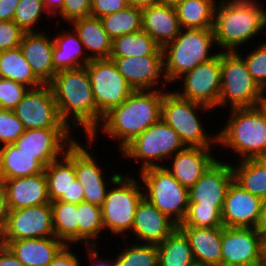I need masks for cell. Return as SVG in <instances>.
I'll return each mask as SVG.
<instances>
[{
  "label": "cell",
  "instance_id": "cell-11",
  "mask_svg": "<svg viewBox=\"0 0 266 266\" xmlns=\"http://www.w3.org/2000/svg\"><path fill=\"white\" fill-rule=\"evenodd\" d=\"M86 69L96 109L102 116L121 105L134 91L110 58L91 60Z\"/></svg>",
  "mask_w": 266,
  "mask_h": 266
},
{
  "label": "cell",
  "instance_id": "cell-59",
  "mask_svg": "<svg viewBox=\"0 0 266 266\" xmlns=\"http://www.w3.org/2000/svg\"><path fill=\"white\" fill-rule=\"evenodd\" d=\"M160 4L176 7L179 3H181L183 0H159Z\"/></svg>",
  "mask_w": 266,
  "mask_h": 266
},
{
  "label": "cell",
  "instance_id": "cell-19",
  "mask_svg": "<svg viewBox=\"0 0 266 266\" xmlns=\"http://www.w3.org/2000/svg\"><path fill=\"white\" fill-rule=\"evenodd\" d=\"M263 199L233 181L226 194L221 217L224 227L256 228Z\"/></svg>",
  "mask_w": 266,
  "mask_h": 266
},
{
  "label": "cell",
  "instance_id": "cell-42",
  "mask_svg": "<svg viewBox=\"0 0 266 266\" xmlns=\"http://www.w3.org/2000/svg\"><path fill=\"white\" fill-rule=\"evenodd\" d=\"M223 226L221 211L217 207H199V204H189L186 216L178 227Z\"/></svg>",
  "mask_w": 266,
  "mask_h": 266
},
{
  "label": "cell",
  "instance_id": "cell-50",
  "mask_svg": "<svg viewBox=\"0 0 266 266\" xmlns=\"http://www.w3.org/2000/svg\"><path fill=\"white\" fill-rule=\"evenodd\" d=\"M70 248L72 245H65L48 266H81L79 256Z\"/></svg>",
  "mask_w": 266,
  "mask_h": 266
},
{
  "label": "cell",
  "instance_id": "cell-54",
  "mask_svg": "<svg viewBox=\"0 0 266 266\" xmlns=\"http://www.w3.org/2000/svg\"><path fill=\"white\" fill-rule=\"evenodd\" d=\"M0 266H25L5 245L0 250Z\"/></svg>",
  "mask_w": 266,
  "mask_h": 266
},
{
  "label": "cell",
  "instance_id": "cell-28",
  "mask_svg": "<svg viewBox=\"0 0 266 266\" xmlns=\"http://www.w3.org/2000/svg\"><path fill=\"white\" fill-rule=\"evenodd\" d=\"M50 202L69 198L71 183L76 179L75 142L59 159L49 163L44 170Z\"/></svg>",
  "mask_w": 266,
  "mask_h": 266
},
{
  "label": "cell",
  "instance_id": "cell-46",
  "mask_svg": "<svg viewBox=\"0 0 266 266\" xmlns=\"http://www.w3.org/2000/svg\"><path fill=\"white\" fill-rule=\"evenodd\" d=\"M25 33L13 20L0 21V52L19 47Z\"/></svg>",
  "mask_w": 266,
  "mask_h": 266
},
{
  "label": "cell",
  "instance_id": "cell-43",
  "mask_svg": "<svg viewBox=\"0 0 266 266\" xmlns=\"http://www.w3.org/2000/svg\"><path fill=\"white\" fill-rule=\"evenodd\" d=\"M247 55L237 52L246 62L249 73L254 81L266 93V42L256 45Z\"/></svg>",
  "mask_w": 266,
  "mask_h": 266
},
{
  "label": "cell",
  "instance_id": "cell-61",
  "mask_svg": "<svg viewBox=\"0 0 266 266\" xmlns=\"http://www.w3.org/2000/svg\"><path fill=\"white\" fill-rule=\"evenodd\" d=\"M266 170V153L259 155L255 158Z\"/></svg>",
  "mask_w": 266,
  "mask_h": 266
},
{
  "label": "cell",
  "instance_id": "cell-15",
  "mask_svg": "<svg viewBox=\"0 0 266 266\" xmlns=\"http://www.w3.org/2000/svg\"><path fill=\"white\" fill-rule=\"evenodd\" d=\"M55 237L51 204L9 210L3 240Z\"/></svg>",
  "mask_w": 266,
  "mask_h": 266
},
{
  "label": "cell",
  "instance_id": "cell-63",
  "mask_svg": "<svg viewBox=\"0 0 266 266\" xmlns=\"http://www.w3.org/2000/svg\"><path fill=\"white\" fill-rule=\"evenodd\" d=\"M264 114H265V119H266V99L264 100Z\"/></svg>",
  "mask_w": 266,
  "mask_h": 266
},
{
  "label": "cell",
  "instance_id": "cell-24",
  "mask_svg": "<svg viewBox=\"0 0 266 266\" xmlns=\"http://www.w3.org/2000/svg\"><path fill=\"white\" fill-rule=\"evenodd\" d=\"M142 30L164 48L179 34L181 27L175 7L157 4L142 8Z\"/></svg>",
  "mask_w": 266,
  "mask_h": 266
},
{
  "label": "cell",
  "instance_id": "cell-26",
  "mask_svg": "<svg viewBox=\"0 0 266 266\" xmlns=\"http://www.w3.org/2000/svg\"><path fill=\"white\" fill-rule=\"evenodd\" d=\"M3 241L25 266H48L66 245L56 237Z\"/></svg>",
  "mask_w": 266,
  "mask_h": 266
},
{
  "label": "cell",
  "instance_id": "cell-34",
  "mask_svg": "<svg viewBox=\"0 0 266 266\" xmlns=\"http://www.w3.org/2000/svg\"><path fill=\"white\" fill-rule=\"evenodd\" d=\"M158 266H193L191 246L177 227L162 243L157 244Z\"/></svg>",
  "mask_w": 266,
  "mask_h": 266
},
{
  "label": "cell",
  "instance_id": "cell-40",
  "mask_svg": "<svg viewBox=\"0 0 266 266\" xmlns=\"http://www.w3.org/2000/svg\"><path fill=\"white\" fill-rule=\"evenodd\" d=\"M117 253L118 266H158V250L156 244L133 242Z\"/></svg>",
  "mask_w": 266,
  "mask_h": 266
},
{
  "label": "cell",
  "instance_id": "cell-20",
  "mask_svg": "<svg viewBox=\"0 0 266 266\" xmlns=\"http://www.w3.org/2000/svg\"><path fill=\"white\" fill-rule=\"evenodd\" d=\"M177 227L178 225L173 220L161 213L146 197H143L137 206L130 233L138 239V243L157 245L162 243Z\"/></svg>",
  "mask_w": 266,
  "mask_h": 266
},
{
  "label": "cell",
  "instance_id": "cell-6",
  "mask_svg": "<svg viewBox=\"0 0 266 266\" xmlns=\"http://www.w3.org/2000/svg\"><path fill=\"white\" fill-rule=\"evenodd\" d=\"M199 110L206 114L212 111L205 105L180 97L174 90H163L161 119L174 129L185 147H216L217 132L206 133L200 114H197Z\"/></svg>",
  "mask_w": 266,
  "mask_h": 266
},
{
  "label": "cell",
  "instance_id": "cell-45",
  "mask_svg": "<svg viewBox=\"0 0 266 266\" xmlns=\"http://www.w3.org/2000/svg\"><path fill=\"white\" fill-rule=\"evenodd\" d=\"M29 88L13 80H0V109L14 110Z\"/></svg>",
  "mask_w": 266,
  "mask_h": 266
},
{
  "label": "cell",
  "instance_id": "cell-4",
  "mask_svg": "<svg viewBox=\"0 0 266 266\" xmlns=\"http://www.w3.org/2000/svg\"><path fill=\"white\" fill-rule=\"evenodd\" d=\"M224 127L217 131V146L232 149L240 159L266 153L264 101L255 107L232 108Z\"/></svg>",
  "mask_w": 266,
  "mask_h": 266
},
{
  "label": "cell",
  "instance_id": "cell-12",
  "mask_svg": "<svg viewBox=\"0 0 266 266\" xmlns=\"http://www.w3.org/2000/svg\"><path fill=\"white\" fill-rule=\"evenodd\" d=\"M177 81L183 83L181 90H174L180 97L214 110L218 106L221 90V51L219 50L214 58L185 73Z\"/></svg>",
  "mask_w": 266,
  "mask_h": 266
},
{
  "label": "cell",
  "instance_id": "cell-33",
  "mask_svg": "<svg viewBox=\"0 0 266 266\" xmlns=\"http://www.w3.org/2000/svg\"><path fill=\"white\" fill-rule=\"evenodd\" d=\"M218 0H183L175 10L181 28L213 29Z\"/></svg>",
  "mask_w": 266,
  "mask_h": 266
},
{
  "label": "cell",
  "instance_id": "cell-27",
  "mask_svg": "<svg viewBox=\"0 0 266 266\" xmlns=\"http://www.w3.org/2000/svg\"><path fill=\"white\" fill-rule=\"evenodd\" d=\"M69 25H72L71 28L79 35L90 60L110 58L112 40L99 18L92 16L79 18L73 20Z\"/></svg>",
  "mask_w": 266,
  "mask_h": 266
},
{
  "label": "cell",
  "instance_id": "cell-52",
  "mask_svg": "<svg viewBox=\"0 0 266 266\" xmlns=\"http://www.w3.org/2000/svg\"><path fill=\"white\" fill-rule=\"evenodd\" d=\"M59 201L79 204L84 201V189L82 184L75 179L69 189V198H60Z\"/></svg>",
  "mask_w": 266,
  "mask_h": 266
},
{
  "label": "cell",
  "instance_id": "cell-57",
  "mask_svg": "<svg viewBox=\"0 0 266 266\" xmlns=\"http://www.w3.org/2000/svg\"><path fill=\"white\" fill-rule=\"evenodd\" d=\"M256 229L260 232L261 235L266 234V198L262 201L260 218Z\"/></svg>",
  "mask_w": 266,
  "mask_h": 266
},
{
  "label": "cell",
  "instance_id": "cell-21",
  "mask_svg": "<svg viewBox=\"0 0 266 266\" xmlns=\"http://www.w3.org/2000/svg\"><path fill=\"white\" fill-rule=\"evenodd\" d=\"M214 148L185 147L183 150L174 154L170 167H164L172 176L185 188L190 189L207 171V169L218 159L213 156Z\"/></svg>",
  "mask_w": 266,
  "mask_h": 266
},
{
  "label": "cell",
  "instance_id": "cell-5",
  "mask_svg": "<svg viewBox=\"0 0 266 266\" xmlns=\"http://www.w3.org/2000/svg\"><path fill=\"white\" fill-rule=\"evenodd\" d=\"M214 46L213 29L181 28L176 38L162 49L166 81L175 84L185 73L214 58L219 53L211 52Z\"/></svg>",
  "mask_w": 266,
  "mask_h": 266
},
{
  "label": "cell",
  "instance_id": "cell-36",
  "mask_svg": "<svg viewBox=\"0 0 266 266\" xmlns=\"http://www.w3.org/2000/svg\"><path fill=\"white\" fill-rule=\"evenodd\" d=\"M50 204L55 237L66 245L78 244L77 204L59 200Z\"/></svg>",
  "mask_w": 266,
  "mask_h": 266
},
{
  "label": "cell",
  "instance_id": "cell-32",
  "mask_svg": "<svg viewBox=\"0 0 266 266\" xmlns=\"http://www.w3.org/2000/svg\"><path fill=\"white\" fill-rule=\"evenodd\" d=\"M0 71L3 78L23 84L29 89L44 85L33 72L20 47L0 52Z\"/></svg>",
  "mask_w": 266,
  "mask_h": 266
},
{
  "label": "cell",
  "instance_id": "cell-39",
  "mask_svg": "<svg viewBox=\"0 0 266 266\" xmlns=\"http://www.w3.org/2000/svg\"><path fill=\"white\" fill-rule=\"evenodd\" d=\"M100 20L112 41L120 36L142 30V10L130 5Z\"/></svg>",
  "mask_w": 266,
  "mask_h": 266
},
{
  "label": "cell",
  "instance_id": "cell-41",
  "mask_svg": "<svg viewBox=\"0 0 266 266\" xmlns=\"http://www.w3.org/2000/svg\"><path fill=\"white\" fill-rule=\"evenodd\" d=\"M45 13L50 16L42 0H20L15 9L13 21L26 33L37 32L35 26L40 23Z\"/></svg>",
  "mask_w": 266,
  "mask_h": 266
},
{
  "label": "cell",
  "instance_id": "cell-25",
  "mask_svg": "<svg viewBox=\"0 0 266 266\" xmlns=\"http://www.w3.org/2000/svg\"><path fill=\"white\" fill-rule=\"evenodd\" d=\"M178 228L189 241L195 264L221 266L223 226Z\"/></svg>",
  "mask_w": 266,
  "mask_h": 266
},
{
  "label": "cell",
  "instance_id": "cell-30",
  "mask_svg": "<svg viewBox=\"0 0 266 266\" xmlns=\"http://www.w3.org/2000/svg\"><path fill=\"white\" fill-rule=\"evenodd\" d=\"M44 170L35 155L23 152L14 144L0 146L1 181L40 174Z\"/></svg>",
  "mask_w": 266,
  "mask_h": 266
},
{
  "label": "cell",
  "instance_id": "cell-53",
  "mask_svg": "<svg viewBox=\"0 0 266 266\" xmlns=\"http://www.w3.org/2000/svg\"><path fill=\"white\" fill-rule=\"evenodd\" d=\"M20 0H0V21H12Z\"/></svg>",
  "mask_w": 266,
  "mask_h": 266
},
{
  "label": "cell",
  "instance_id": "cell-17",
  "mask_svg": "<svg viewBox=\"0 0 266 266\" xmlns=\"http://www.w3.org/2000/svg\"><path fill=\"white\" fill-rule=\"evenodd\" d=\"M234 181L232 164L217 159L189 189V204L199 207L223 209L224 200L230 184Z\"/></svg>",
  "mask_w": 266,
  "mask_h": 266
},
{
  "label": "cell",
  "instance_id": "cell-22",
  "mask_svg": "<svg viewBox=\"0 0 266 266\" xmlns=\"http://www.w3.org/2000/svg\"><path fill=\"white\" fill-rule=\"evenodd\" d=\"M8 210L50 204L45 173L3 180Z\"/></svg>",
  "mask_w": 266,
  "mask_h": 266
},
{
  "label": "cell",
  "instance_id": "cell-14",
  "mask_svg": "<svg viewBox=\"0 0 266 266\" xmlns=\"http://www.w3.org/2000/svg\"><path fill=\"white\" fill-rule=\"evenodd\" d=\"M221 266H263L260 232L256 228L223 226Z\"/></svg>",
  "mask_w": 266,
  "mask_h": 266
},
{
  "label": "cell",
  "instance_id": "cell-8",
  "mask_svg": "<svg viewBox=\"0 0 266 266\" xmlns=\"http://www.w3.org/2000/svg\"><path fill=\"white\" fill-rule=\"evenodd\" d=\"M265 99L266 93L252 78L244 59L237 52H221V90L217 107H255Z\"/></svg>",
  "mask_w": 266,
  "mask_h": 266
},
{
  "label": "cell",
  "instance_id": "cell-13",
  "mask_svg": "<svg viewBox=\"0 0 266 266\" xmlns=\"http://www.w3.org/2000/svg\"><path fill=\"white\" fill-rule=\"evenodd\" d=\"M16 117L29 129H70L60 118L48 84L29 89L13 110Z\"/></svg>",
  "mask_w": 266,
  "mask_h": 266
},
{
  "label": "cell",
  "instance_id": "cell-35",
  "mask_svg": "<svg viewBox=\"0 0 266 266\" xmlns=\"http://www.w3.org/2000/svg\"><path fill=\"white\" fill-rule=\"evenodd\" d=\"M144 55H163V50L143 30L120 36L112 41L110 57H137Z\"/></svg>",
  "mask_w": 266,
  "mask_h": 266
},
{
  "label": "cell",
  "instance_id": "cell-58",
  "mask_svg": "<svg viewBox=\"0 0 266 266\" xmlns=\"http://www.w3.org/2000/svg\"><path fill=\"white\" fill-rule=\"evenodd\" d=\"M130 6L137 8H145L153 5H157L160 3L159 0H127Z\"/></svg>",
  "mask_w": 266,
  "mask_h": 266
},
{
  "label": "cell",
  "instance_id": "cell-49",
  "mask_svg": "<svg viewBox=\"0 0 266 266\" xmlns=\"http://www.w3.org/2000/svg\"><path fill=\"white\" fill-rule=\"evenodd\" d=\"M84 189V202L102 207L107 195L109 184L82 185Z\"/></svg>",
  "mask_w": 266,
  "mask_h": 266
},
{
  "label": "cell",
  "instance_id": "cell-1",
  "mask_svg": "<svg viewBox=\"0 0 266 266\" xmlns=\"http://www.w3.org/2000/svg\"><path fill=\"white\" fill-rule=\"evenodd\" d=\"M163 90H134L119 106L103 116L102 122L89 136L96 142L97 135L117 139L120 152L133 139L161 120ZM116 138V139H115Z\"/></svg>",
  "mask_w": 266,
  "mask_h": 266
},
{
  "label": "cell",
  "instance_id": "cell-7",
  "mask_svg": "<svg viewBox=\"0 0 266 266\" xmlns=\"http://www.w3.org/2000/svg\"><path fill=\"white\" fill-rule=\"evenodd\" d=\"M136 178L129 173L121 174L108 189L101 207L104 230L124 239L129 237L137 206L144 197L142 181Z\"/></svg>",
  "mask_w": 266,
  "mask_h": 266
},
{
  "label": "cell",
  "instance_id": "cell-31",
  "mask_svg": "<svg viewBox=\"0 0 266 266\" xmlns=\"http://www.w3.org/2000/svg\"><path fill=\"white\" fill-rule=\"evenodd\" d=\"M87 144L86 146H83L81 144V141L79 142L78 139L75 141V173H76V179L82 184V185H91V184H110V186L113 184V182L122 174V172L113 173L108 182L105 179L104 167L102 170V167L99 163V161H96V156L93 154L95 151L90 153L88 150L89 148H94L93 141L87 137ZM86 147V148H85ZM89 147V148H88ZM107 182V183H106Z\"/></svg>",
  "mask_w": 266,
  "mask_h": 266
},
{
  "label": "cell",
  "instance_id": "cell-23",
  "mask_svg": "<svg viewBox=\"0 0 266 266\" xmlns=\"http://www.w3.org/2000/svg\"><path fill=\"white\" fill-rule=\"evenodd\" d=\"M44 33L39 30L25 33L19 47L35 75L44 84H48L57 72L54 70L52 60L54 46L52 34L49 37V34Z\"/></svg>",
  "mask_w": 266,
  "mask_h": 266
},
{
  "label": "cell",
  "instance_id": "cell-51",
  "mask_svg": "<svg viewBox=\"0 0 266 266\" xmlns=\"http://www.w3.org/2000/svg\"><path fill=\"white\" fill-rule=\"evenodd\" d=\"M97 247L98 246H86V253L89 255H87L90 263L89 266H118L115 258H113V261H111V259L108 261V259L105 260L104 258L102 259V257L100 258Z\"/></svg>",
  "mask_w": 266,
  "mask_h": 266
},
{
  "label": "cell",
  "instance_id": "cell-55",
  "mask_svg": "<svg viewBox=\"0 0 266 266\" xmlns=\"http://www.w3.org/2000/svg\"><path fill=\"white\" fill-rule=\"evenodd\" d=\"M8 211L4 183L0 180V229H4Z\"/></svg>",
  "mask_w": 266,
  "mask_h": 266
},
{
  "label": "cell",
  "instance_id": "cell-16",
  "mask_svg": "<svg viewBox=\"0 0 266 266\" xmlns=\"http://www.w3.org/2000/svg\"><path fill=\"white\" fill-rule=\"evenodd\" d=\"M72 132L75 133L71 129H29L13 144L23 152L35 155V158L46 167L52 161L61 158L77 140Z\"/></svg>",
  "mask_w": 266,
  "mask_h": 266
},
{
  "label": "cell",
  "instance_id": "cell-38",
  "mask_svg": "<svg viewBox=\"0 0 266 266\" xmlns=\"http://www.w3.org/2000/svg\"><path fill=\"white\" fill-rule=\"evenodd\" d=\"M78 244L98 246L96 242L104 230L102 209L88 202L77 204ZM94 240V241H93Z\"/></svg>",
  "mask_w": 266,
  "mask_h": 266
},
{
  "label": "cell",
  "instance_id": "cell-10",
  "mask_svg": "<svg viewBox=\"0 0 266 266\" xmlns=\"http://www.w3.org/2000/svg\"><path fill=\"white\" fill-rule=\"evenodd\" d=\"M139 174L144 197L180 225L187 213L189 189L182 186L164 166L149 167L139 171Z\"/></svg>",
  "mask_w": 266,
  "mask_h": 266
},
{
  "label": "cell",
  "instance_id": "cell-37",
  "mask_svg": "<svg viewBox=\"0 0 266 266\" xmlns=\"http://www.w3.org/2000/svg\"><path fill=\"white\" fill-rule=\"evenodd\" d=\"M231 164H233L234 181L252 195L265 199L266 170L264 167L256 159H243Z\"/></svg>",
  "mask_w": 266,
  "mask_h": 266
},
{
  "label": "cell",
  "instance_id": "cell-18",
  "mask_svg": "<svg viewBox=\"0 0 266 266\" xmlns=\"http://www.w3.org/2000/svg\"><path fill=\"white\" fill-rule=\"evenodd\" d=\"M110 59L115 62L119 73L134 90H168L163 55L110 57ZM159 83L162 87H158Z\"/></svg>",
  "mask_w": 266,
  "mask_h": 266
},
{
  "label": "cell",
  "instance_id": "cell-9",
  "mask_svg": "<svg viewBox=\"0 0 266 266\" xmlns=\"http://www.w3.org/2000/svg\"><path fill=\"white\" fill-rule=\"evenodd\" d=\"M184 148L179 135L161 119L133 139L120 154L128 160L141 161L139 169L142 171L149 167L164 166L165 161Z\"/></svg>",
  "mask_w": 266,
  "mask_h": 266
},
{
  "label": "cell",
  "instance_id": "cell-3",
  "mask_svg": "<svg viewBox=\"0 0 266 266\" xmlns=\"http://www.w3.org/2000/svg\"><path fill=\"white\" fill-rule=\"evenodd\" d=\"M258 0H218L214 37L221 52H238L266 29V11ZM221 47V48H220Z\"/></svg>",
  "mask_w": 266,
  "mask_h": 266
},
{
  "label": "cell",
  "instance_id": "cell-2",
  "mask_svg": "<svg viewBox=\"0 0 266 266\" xmlns=\"http://www.w3.org/2000/svg\"><path fill=\"white\" fill-rule=\"evenodd\" d=\"M55 98L61 120L73 131L75 126L89 137L102 122L97 111L86 66L62 70L48 83ZM72 117V119H71Z\"/></svg>",
  "mask_w": 266,
  "mask_h": 266
},
{
  "label": "cell",
  "instance_id": "cell-64",
  "mask_svg": "<svg viewBox=\"0 0 266 266\" xmlns=\"http://www.w3.org/2000/svg\"><path fill=\"white\" fill-rule=\"evenodd\" d=\"M193 266H208V265L194 264Z\"/></svg>",
  "mask_w": 266,
  "mask_h": 266
},
{
  "label": "cell",
  "instance_id": "cell-56",
  "mask_svg": "<svg viewBox=\"0 0 266 266\" xmlns=\"http://www.w3.org/2000/svg\"><path fill=\"white\" fill-rule=\"evenodd\" d=\"M44 7L51 17H55L64 6V0H42Z\"/></svg>",
  "mask_w": 266,
  "mask_h": 266
},
{
  "label": "cell",
  "instance_id": "cell-48",
  "mask_svg": "<svg viewBox=\"0 0 266 266\" xmlns=\"http://www.w3.org/2000/svg\"><path fill=\"white\" fill-rule=\"evenodd\" d=\"M129 6L127 0H92L90 16L102 18Z\"/></svg>",
  "mask_w": 266,
  "mask_h": 266
},
{
  "label": "cell",
  "instance_id": "cell-47",
  "mask_svg": "<svg viewBox=\"0 0 266 266\" xmlns=\"http://www.w3.org/2000/svg\"><path fill=\"white\" fill-rule=\"evenodd\" d=\"M92 0H64L63 9L56 15L70 24L73 20L89 17Z\"/></svg>",
  "mask_w": 266,
  "mask_h": 266
},
{
  "label": "cell",
  "instance_id": "cell-44",
  "mask_svg": "<svg viewBox=\"0 0 266 266\" xmlns=\"http://www.w3.org/2000/svg\"><path fill=\"white\" fill-rule=\"evenodd\" d=\"M13 110L0 109V145L13 144L25 132Z\"/></svg>",
  "mask_w": 266,
  "mask_h": 266
},
{
  "label": "cell",
  "instance_id": "cell-29",
  "mask_svg": "<svg viewBox=\"0 0 266 266\" xmlns=\"http://www.w3.org/2000/svg\"><path fill=\"white\" fill-rule=\"evenodd\" d=\"M73 31H62L53 37V66L56 72L76 69L86 66L91 60L88 58L79 35Z\"/></svg>",
  "mask_w": 266,
  "mask_h": 266
},
{
  "label": "cell",
  "instance_id": "cell-60",
  "mask_svg": "<svg viewBox=\"0 0 266 266\" xmlns=\"http://www.w3.org/2000/svg\"><path fill=\"white\" fill-rule=\"evenodd\" d=\"M262 259L264 264L266 262V234L262 235Z\"/></svg>",
  "mask_w": 266,
  "mask_h": 266
},
{
  "label": "cell",
  "instance_id": "cell-62",
  "mask_svg": "<svg viewBox=\"0 0 266 266\" xmlns=\"http://www.w3.org/2000/svg\"><path fill=\"white\" fill-rule=\"evenodd\" d=\"M5 246L3 241V229H0V250Z\"/></svg>",
  "mask_w": 266,
  "mask_h": 266
}]
</instances>
